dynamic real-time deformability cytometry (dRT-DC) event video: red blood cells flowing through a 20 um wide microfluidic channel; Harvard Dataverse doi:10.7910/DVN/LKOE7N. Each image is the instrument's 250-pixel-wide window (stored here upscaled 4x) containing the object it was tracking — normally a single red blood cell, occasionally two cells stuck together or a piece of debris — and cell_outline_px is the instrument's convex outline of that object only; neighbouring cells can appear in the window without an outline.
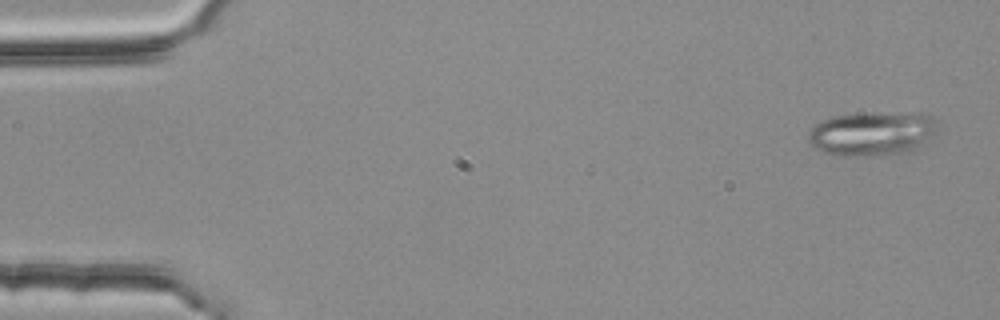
{"species": "common noctule bat (a hibernating species)", "species_latin": "Nyctalus noctula", "temperature_condition": "room temperature", "stored_images_in_passage": 5, "camera_frame_rate_fps": 3000, "um_per_image_px": 0.085, "animal": {"sex": "female", "body_mass_g": 25.1}, "frame": {"image": 1, "passage_image": 1, "time_ms": 0.0, "image_size_px": [1000, 320], "cell_outline_px": [[936, 128], [924, 144], [916, 152], [884, 156], [836, 156], [820, 152], [808, 140], [808, 132], [820, 120], [832, 116], [920, 112], [936, 120]], "centroid_in_image_um": [74.13, 11.41], "position_along_channel_um": 10.9, "area_um2": 33.47}}